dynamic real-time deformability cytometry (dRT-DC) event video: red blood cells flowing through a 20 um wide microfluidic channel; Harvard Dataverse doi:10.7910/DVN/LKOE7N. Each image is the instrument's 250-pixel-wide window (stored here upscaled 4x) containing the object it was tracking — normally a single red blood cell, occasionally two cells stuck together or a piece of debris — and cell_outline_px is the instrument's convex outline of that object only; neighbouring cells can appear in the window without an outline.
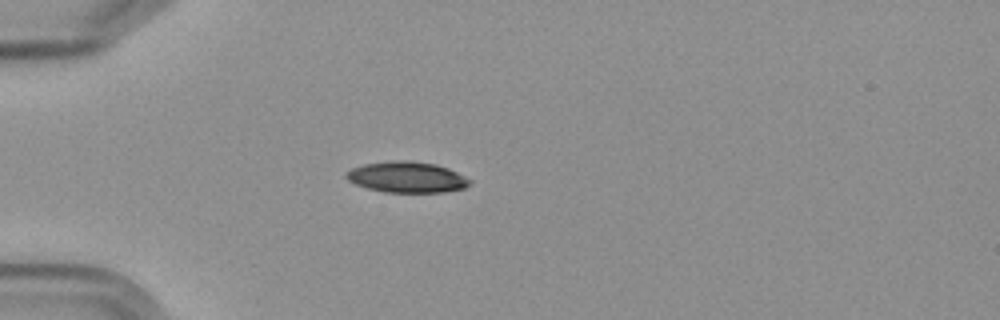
{"species": "Egyptian fruit bat (a non-hibernating species)", "species_latin": "Rousettus aegyptiacus", "temperature_condition": "cold", "stored_images_in_passage": 1, "camera_frame_rate_fps": 3000, "um_per_image_px": 0.085, "frame": {"image": 1, "passage_image": 1, "time_ms": 0.0, "image_size_px": [1000, 320], "cell_outline_px": [[472, 180], [464, 188], [444, 192], [384, 192], [368, 188], [356, 184], [348, 180], [344, 176], [344, 172], [352, 168], [364, 164], [392, 160], [404, 160], [436, 164], [448, 168]], "centroid_in_image_um": [34.55, 15.05], "position_along_channel_um": 50.4, "area_um2": 22.2}}